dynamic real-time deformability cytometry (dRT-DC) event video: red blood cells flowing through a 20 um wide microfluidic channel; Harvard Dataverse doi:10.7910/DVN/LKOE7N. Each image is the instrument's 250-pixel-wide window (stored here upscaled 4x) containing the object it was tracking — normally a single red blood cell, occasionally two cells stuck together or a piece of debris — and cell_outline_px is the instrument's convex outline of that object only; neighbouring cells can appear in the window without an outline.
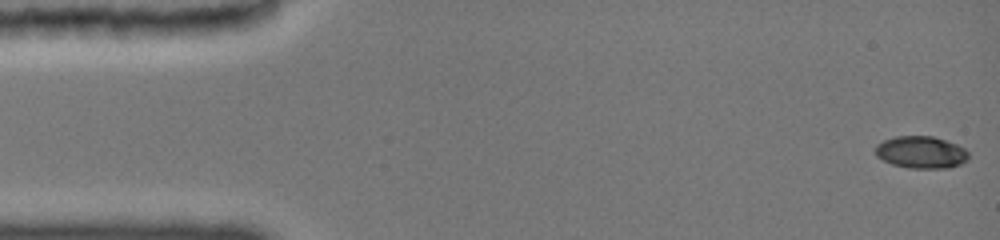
{"species": "common noctule bat (a hibernating species)", "species_latin": "Nyctalus noctula", "temperature_condition": "cold", "stored_images_in_passage": 51, "segment_of_instrument_passage": [1, 2], "camera_frame_rate_fps": 3000, "um_per_image_px": 0.085, "animal": {"sex": "female", "body_mass_g": 19.0, "forearm_length_mm": 51.5}, "frame": {"image": 1, "passage_image": 1, "time_ms": 0.0, "image_size_px": [1000, 240], "cell_outline_px": [[968, 160], [960, 164], [948, 168], [908, 168], [892, 164], [876, 156], [876, 144], [884, 140], [896, 136], [932, 136], [956, 144], [964, 148], [968, 152]], "centroid_in_image_um": [78.29, 12.94], "position_along_channel_um": 6.7, "area_um2": 17.4}}
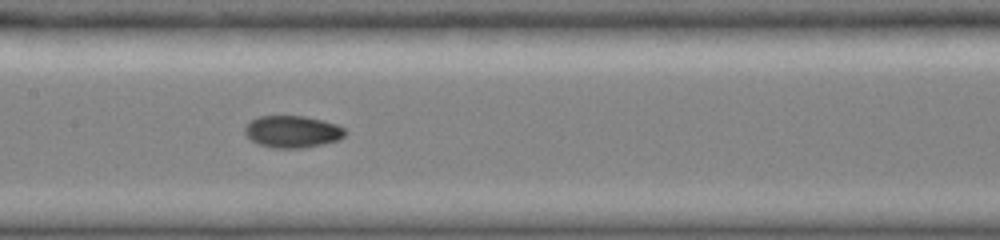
{"frame": {"image": 2, "passage_image": 26, "time_ms": 7.667, "image_size_px": [1000, 240], "cell_outline_px": [[344, 136], [336, 140], [304, 148], [276, 148], [260, 144], [252, 140], [244, 132], [244, 128], [252, 120], [260, 116], [304, 116], [336, 124], [344, 128]], "centroid_in_image_um": [24.84, 11.18], "position_along_channel_um": 182.6, "area_um2": 18.26}}
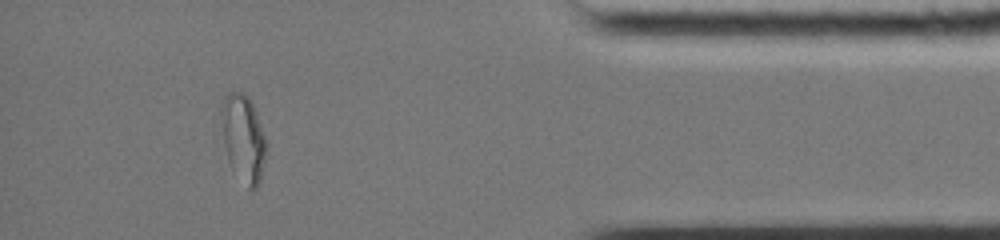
{"frame": {"image": 3, "passage_image": 45, "time_ms": 14.333, "image_size_px": [1000, 240], "cell_outline_px": [[268, 152], [260, 184], [252, 192], [248, 188], [228, 164], [224, 144], [220, 116], [220, 108], [228, 92], [244, 92], [248, 96], [256, 112], [268, 144]], "centroid_in_image_um": [20.71, 11.8], "position_along_channel_um": 414.5, "area_um2": 23.47}}